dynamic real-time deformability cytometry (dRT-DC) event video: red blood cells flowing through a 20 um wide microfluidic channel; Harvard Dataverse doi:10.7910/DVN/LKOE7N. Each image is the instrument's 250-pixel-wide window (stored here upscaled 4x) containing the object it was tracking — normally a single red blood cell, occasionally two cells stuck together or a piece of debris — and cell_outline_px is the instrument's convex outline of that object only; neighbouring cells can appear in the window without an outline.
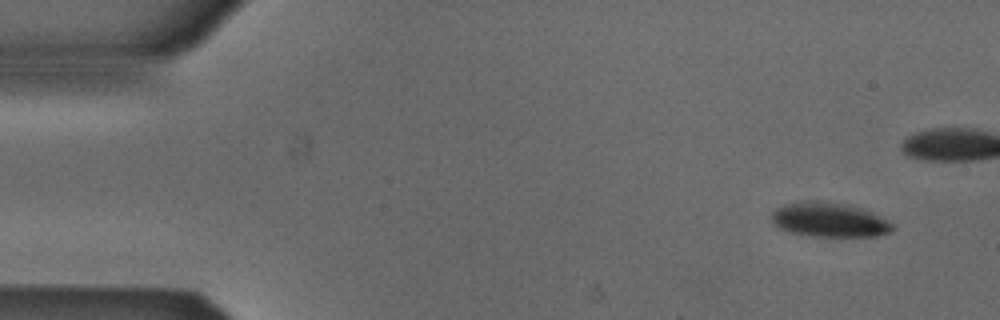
{"species": "Egyptian fruit bat (a non-hibernating species)", "species_latin": "Rousettus aegyptiacus", "temperature_condition": "cold", "stored_images_in_passage": 5, "camera_frame_rate_fps": 3000, "um_per_image_px": 0.085, "animal": {"sex": "male"}, "frame": {"image": 1, "passage_image": 1, "time_ms": 0.0, "image_size_px": [1000, 320], "cell_outline_px": [[896, 228], [892, 232], [876, 236], [812, 236], [792, 232], [780, 228], [772, 220], [772, 212], [776, 208], [788, 204], [816, 200], [848, 204], [872, 212], [888, 220]], "centroid_in_image_um": [70.56, 18.69], "position_along_channel_um": 14.4, "area_um2": 24.04}}